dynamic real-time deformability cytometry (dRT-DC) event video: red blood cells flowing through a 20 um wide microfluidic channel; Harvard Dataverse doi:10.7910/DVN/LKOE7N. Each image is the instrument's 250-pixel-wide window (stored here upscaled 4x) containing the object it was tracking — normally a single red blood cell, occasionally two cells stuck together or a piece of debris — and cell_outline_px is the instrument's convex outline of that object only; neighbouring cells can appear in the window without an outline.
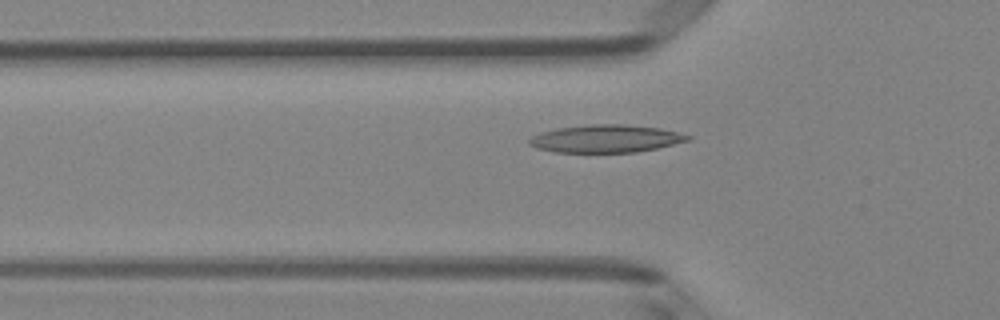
{"species": "Egyptian fruit bat (a non-hibernating species)", "species_latin": "Rousettus aegyptiacus", "temperature_condition": "room temperature", "stored_images_in_passage": 50, "camera_frame_rate_fps": 3000, "um_per_image_px": 0.085, "animal": {"sex": "female"}, "frame": {"image": 1, "passage_image": 17, "time_ms": 5.333, "image_size_px": [1000, 320], "cell_outline_px": [[692, 140], [656, 148], [636, 152], [552, 152], [536, 148], [528, 144], [528, 140], [532, 136], [540, 132], [556, 128], [592, 124], [624, 124], [660, 128], [692, 136]], "centroid_in_image_um": [51.47, 11.78], "position_along_channel_um": 74.3, "area_um2": 25.66}}
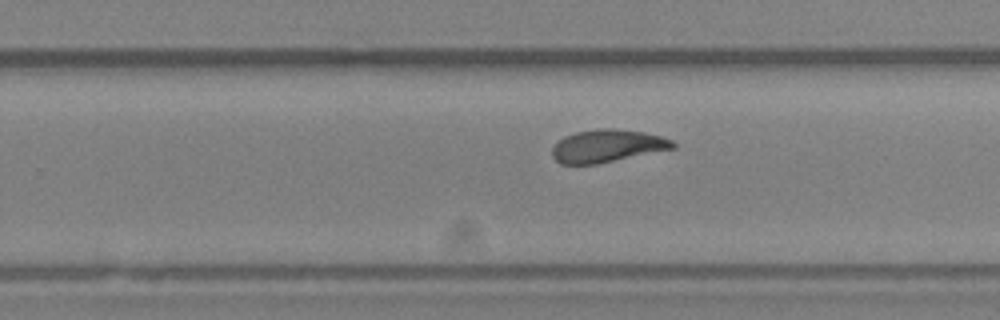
{"frame": {"image": 2, "passage_image": 32, "time_ms": 10.333, "image_size_px": [1000, 320], "cell_outline_px": [[676, 148], [596, 164], [560, 164], [552, 156], [552, 148], [564, 136], [576, 132], [600, 128], [612, 128], [644, 132], [660, 136], [672, 140], [676, 144]], "centroid_in_image_um": [51.62, 12.4], "position_along_channel_um": 278.2, "area_um2": 22.89}}
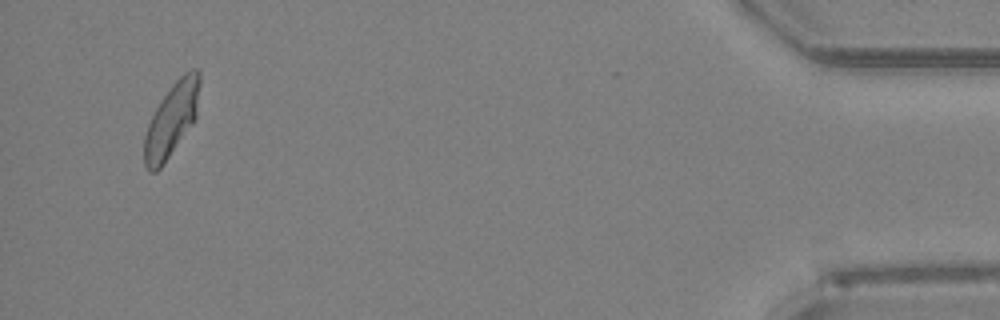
{"frame": {"image": 3, "passage_image": 48, "time_ms": 15.667, "image_size_px": [1000, 320], "cell_outline_px": [[200, 84], [196, 120], [164, 164], [156, 172], [152, 172], [144, 164], [144, 136], [148, 124], [160, 100], [172, 84], [184, 72], [192, 68], [200, 68]], "centroid_in_image_um": [14.61, 10.15], "position_along_channel_um": 420.6, "area_um2": 23.99}, "authors_computed_cell_mechanics": {"area_um2": 23.8714, "velocity_mm_per_s": 4.0867, "shape_relaxation_time_tau1_ms": 4.1848, "shape_relaxation_time_tau2_ms": 1.7165, "deformation_change_tau1": 0.1553, "deformation_change_tau2": 0.0837}}